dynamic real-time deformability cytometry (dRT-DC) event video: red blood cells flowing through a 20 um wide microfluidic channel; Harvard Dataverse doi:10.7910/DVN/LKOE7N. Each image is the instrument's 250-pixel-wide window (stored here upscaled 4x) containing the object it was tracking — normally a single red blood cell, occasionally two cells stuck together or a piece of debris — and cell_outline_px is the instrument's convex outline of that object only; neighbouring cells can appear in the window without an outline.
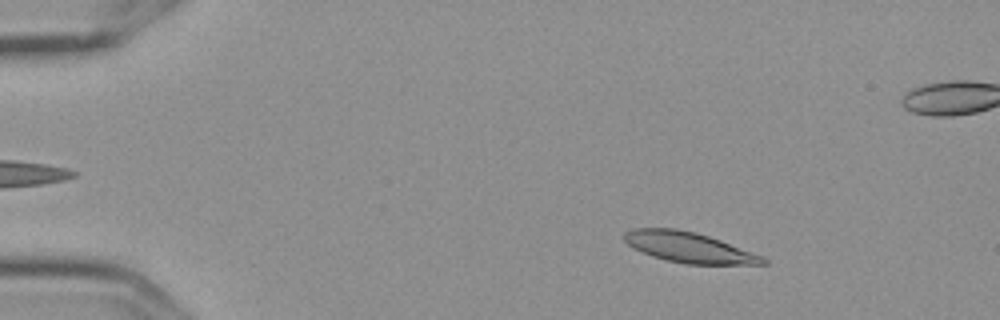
{"species": "Egyptian fruit bat (a non-hibernating species)", "species_latin": "Rousettus aegyptiacus", "temperature_condition": "cold", "stored_images_in_passage": 4, "camera_frame_rate_fps": 3000, "um_per_image_px": 0.085, "frame": {"image": 1, "passage_image": 1, "time_ms": 0.0, "image_size_px": [1000, 320], "cell_outline_px": [[768, 264], [684, 264], [652, 256], [632, 248], [624, 240], [624, 232], [632, 228], [676, 228], [696, 232], [720, 240], [764, 256], [768, 260]], "centroid_in_image_um": [58.55, 21.02], "position_along_channel_um": 26.4, "area_um2": 24.62}}